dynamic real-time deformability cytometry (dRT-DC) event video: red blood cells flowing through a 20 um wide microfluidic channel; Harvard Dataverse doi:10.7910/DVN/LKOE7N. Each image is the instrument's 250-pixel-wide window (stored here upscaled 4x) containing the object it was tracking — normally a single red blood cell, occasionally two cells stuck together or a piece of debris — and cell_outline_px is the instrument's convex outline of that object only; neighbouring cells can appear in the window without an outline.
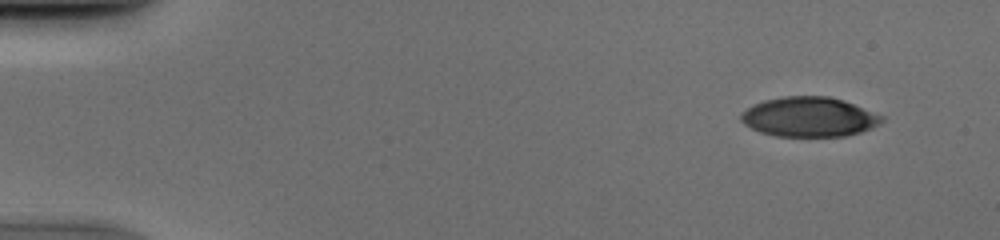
{"species": "human", "species_latin": "Homo sapiens", "temperature_condition": "cold", "stored_images_in_passage": 53, "camera_frame_rate_fps": 3000, "um_per_image_px": 0.085, "donor": {"sex": "male"}, "frame": {"image": 1, "passage_image": 5, "time_ms": 1.333, "image_size_px": [1000, 240], "cell_outline_px": [[884, 120], [880, 124], [872, 128], [848, 136], [776, 136], [760, 132], [744, 124], [740, 120], [740, 112], [752, 104], [764, 100], [784, 96], [828, 96], [844, 100], [884, 116]], "centroid_in_image_um": [68.77, 9.93], "position_along_channel_um": 16.2, "area_um2": 32.83}}
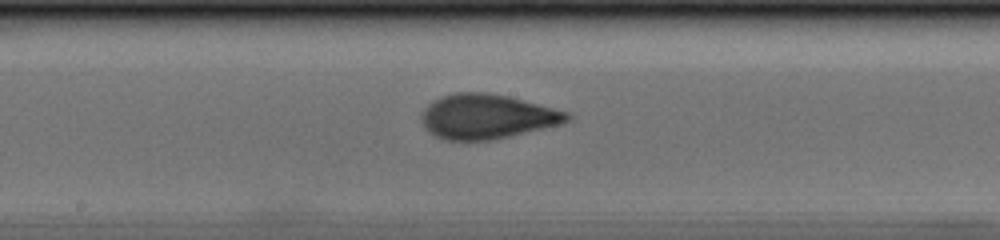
{"frame": {"image": 2, "passage_image": 29, "time_ms": 9.333, "image_size_px": [1000, 240], "cell_outline_px": [[572, 116], [568, 120], [560, 124], [492, 140], [444, 140], [428, 132], [424, 128], [420, 120], [420, 116], [424, 108], [432, 100], [440, 96], [456, 92], [488, 92], [508, 96], [568, 112]], "centroid_in_image_um": [41.32, 9.9], "position_along_channel_um": 206.9, "area_um2": 37.92}}
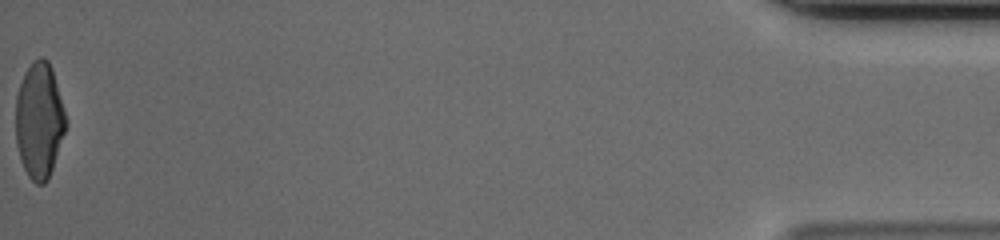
{"frame": {"image": 3, "passage_image": 53, "time_ms": 17.333, "image_size_px": [1000, 240], "cell_outline_px": [[68, 124], [48, 180], [44, 184], [36, 184], [28, 176], [20, 160], [16, 144], [16, 96], [24, 72], [40, 56], [44, 56], [48, 60], [52, 68], [68, 120]], "centroid_in_image_um": [3.35, 10.25], "position_along_channel_um": 431.8, "area_um2": 34.1}}